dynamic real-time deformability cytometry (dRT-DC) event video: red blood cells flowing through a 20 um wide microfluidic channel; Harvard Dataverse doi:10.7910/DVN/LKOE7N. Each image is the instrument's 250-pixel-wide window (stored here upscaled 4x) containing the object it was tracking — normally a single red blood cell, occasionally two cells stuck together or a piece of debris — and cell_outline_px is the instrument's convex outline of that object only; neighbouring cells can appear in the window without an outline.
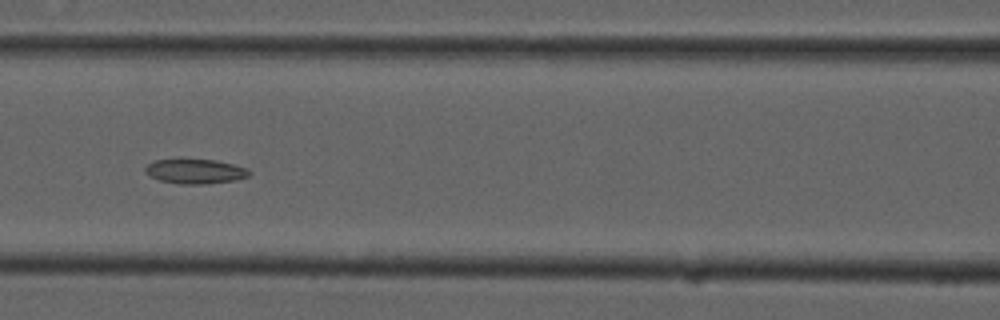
{"species": "common noctule bat (a hibernating species)", "species_latin": "Nyctalus noctula", "temperature_condition": "cold", "stored_images_in_passage": 41, "camera_frame_rate_fps": 3000, "um_per_image_px": 0.085, "animal": {"sex": "male", "forearm_length_mm": 52.5}, "frame": {"image": 1, "passage_image": 10, "time_ms": 3.0, "image_size_px": [1000, 320], "cell_outline_px": [[252, 172], [248, 176], [236, 180], [204, 184], [180, 184], [160, 180], [148, 176], [144, 172], [144, 168], [152, 160], [216, 160], [248, 168]], "centroid_in_image_um": [16.58, 14.57], "position_along_channel_um": 150.0, "area_um2": 14.91}}
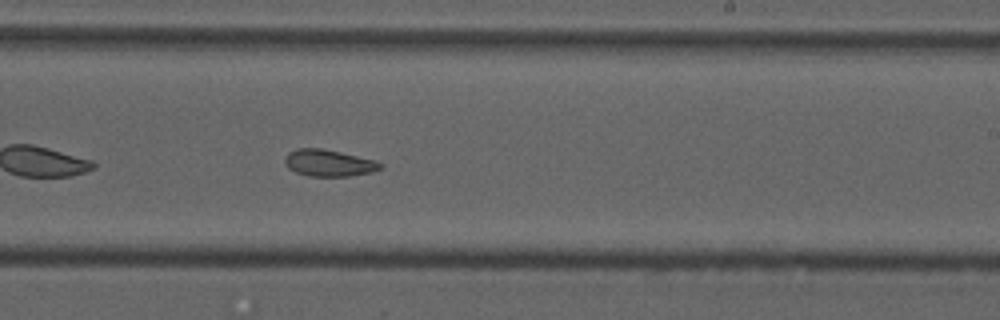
{"frame": {"image": 2, "passage_image": 19, "time_ms": 6.0, "image_size_px": [1000, 320], "cell_outline_px": [[384, 168], [372, 172], [348, 176], [308, 176], [296, 172], [288, 168], [284, 164], [284, 156], [288, 152], [296, 148], [320, 148], [340, 152], [376, 160], [384, 164]], "centroid_in_image_um": [27.94, 13.85], "position_along_channel_um": 261.1, "area_um2": 15.09}}
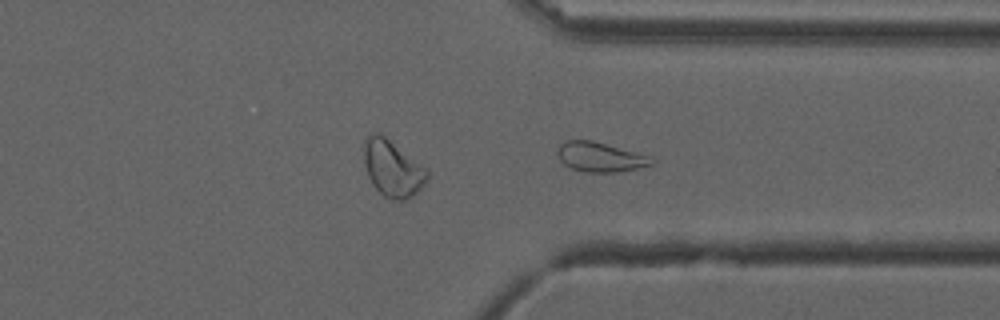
{"frame": {"image": 3, "passage_image": 27, "time_ms": 8.667, "image_size_px": [1000, 320], "cell_outline_px": [[656, 160], [652, 164], [620, 172], [584, 172], [572, 168], [564, 164], [560, 160], [556, 152], [560, 144], [568, 140], [592, 140], [652, 156]], "centroid_in_image_um": [51.03, 13.34], "position_along_channel_um": 360.4, "area_um2": 16.3}, "authors_computed_cell_mechanics": {"area_um2": 16.2996, "velocity_mm_per_s": 3.7193, "shape_relaxation_time_tau1_ms": null, "shape_relaxation_time_tau2_ms": 4.94, "deformation_change_tau1": null, "deformation_change_tau2": 0.106}}